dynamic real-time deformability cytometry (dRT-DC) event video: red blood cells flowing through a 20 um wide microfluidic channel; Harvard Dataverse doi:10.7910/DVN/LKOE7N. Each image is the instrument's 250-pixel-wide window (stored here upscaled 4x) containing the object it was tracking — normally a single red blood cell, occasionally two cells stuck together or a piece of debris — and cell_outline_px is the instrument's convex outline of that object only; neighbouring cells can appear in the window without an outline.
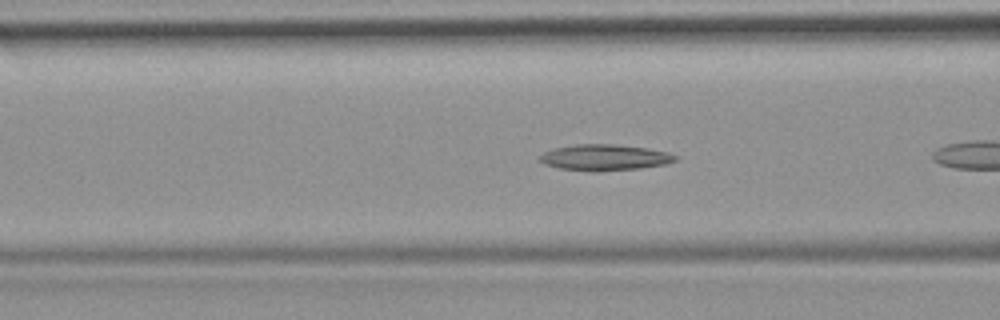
{"species": "common noctule bat (a hibernating species)", "species_latin": "Nyctalus noctula", "temperature_condition": "room temperature", "stored_images_in_passage": 6, "camera_frame_rate_fps": 3000, "um_per_image_px": 0.085, "animal": {"sex": "female", "body_mass_g": 19.9}, "frame": {"image": 1, "passage_image": 5, "time_ms": 1.333, "image_size_px": [1000, 320], "cell_outline_px": [[680, 156], [676, 160], [664, 164], [640, 168], [596, 172], [592, 172], [560, 168], [544, 164], [540, 160], [540, 156], [544, 152], [556, 148], [576, 144], [616, 144], [648, 148], [668, 152]], "centroid_in_image_um": [51.43, 13.38], "position_along_channel_um": 115.2, "area_um2": 20.63}}